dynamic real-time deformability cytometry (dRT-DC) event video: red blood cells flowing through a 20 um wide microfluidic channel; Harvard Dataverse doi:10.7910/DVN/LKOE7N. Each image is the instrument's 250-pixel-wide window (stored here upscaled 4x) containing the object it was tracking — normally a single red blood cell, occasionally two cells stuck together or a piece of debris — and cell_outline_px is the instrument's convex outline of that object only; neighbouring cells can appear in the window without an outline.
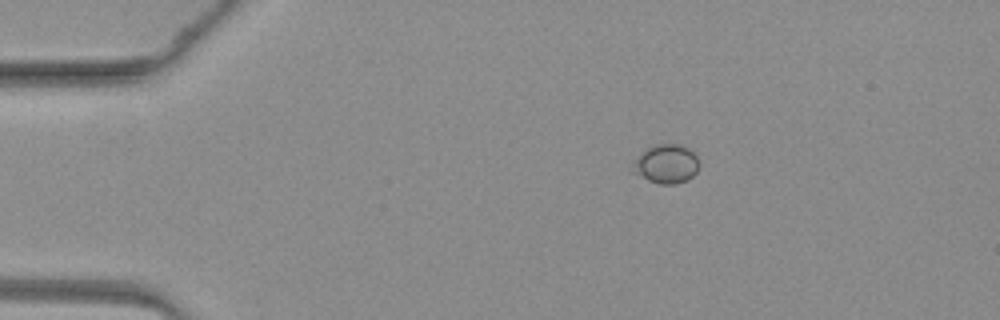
{"species": "common noctule bat (a hibernating species)", "species_latin": "Nyctalus noctula", "temperature_condition": "warm", "stored_images_in_passage": 39, "camera_frame_rate_fps": 3000, "um_per_image_px": 0.085, "animal": {"sex": "female", "body_mass_g": 19.3, "forearm_length_mm": 54.1}, "frame": {"image": 1, "passage_image": 1, "time_ms": 0.0, "image_size_px": [1000, 320], "cell_outline_px": [[700, 164], [696, 172], [688, 180], [676, 184], [660, 184], [648, 180], [632, 172], [628, 164], [652, 144], [680, 144], [688, 148], [696, 156]], "centroid_in_image_um": [56.58, 13.93], "position_along_channel_um": 28.4, "area_um2": 15.37}}
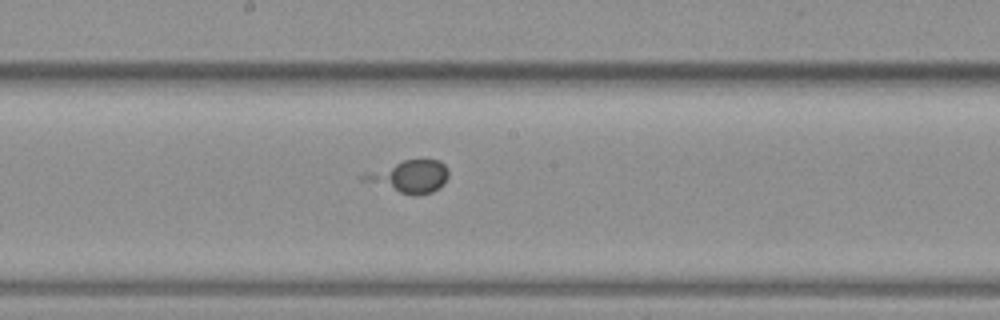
{"frame": {"image": 2, "passage_image": 18, "time_ms": 5.667, "image_size_px": [1000, 320], "cell_outline_px": [[448, 176], [444, 184], [432, 192], [416, 196], [412, 196], [360, 180], [360, 176], [364, 172], [404, 160], [440, 160], [448, 168]], "centroid_in_image_um": [34.79, 15.01], "position_along_channel_um": 213.4, "area_um2": 16.13}}
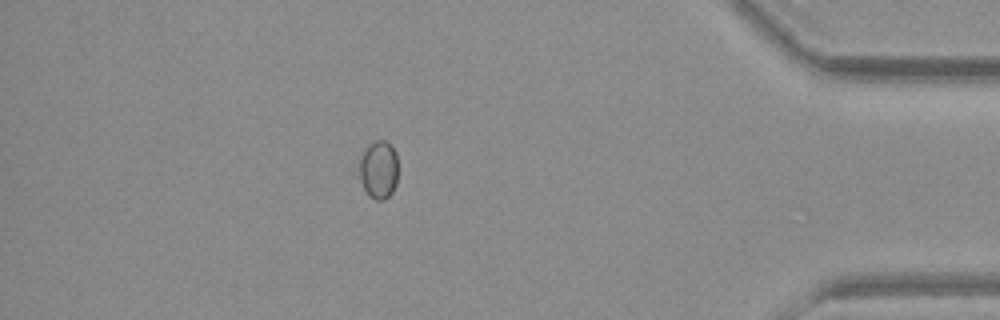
{"frame": {"image": 3, "passage_image": 34, "time_ms": 11.0, "image_size_px": [1000, 320], "cell_outline_px": [[396, 184], [392, 192], [384, 200], [376, 200], [368, 196], [356, 176], [352, 168], [368, 144], [376, 140], [384, 140], [392, 144], [396, 152]], "centroid_in_image_um": [32.07, 14.41], "position_along_channel_um": 403.1, "area_um2": 14.05}}